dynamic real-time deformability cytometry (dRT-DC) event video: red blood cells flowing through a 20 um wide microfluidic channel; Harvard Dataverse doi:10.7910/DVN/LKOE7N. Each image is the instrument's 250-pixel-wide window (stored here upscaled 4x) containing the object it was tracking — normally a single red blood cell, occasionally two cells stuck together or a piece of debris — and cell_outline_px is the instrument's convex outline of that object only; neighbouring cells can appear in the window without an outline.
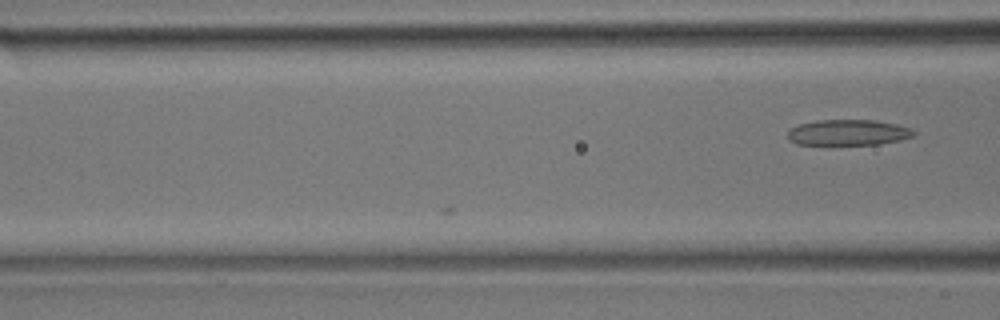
{"species": "common noctule bat (a hibernating species)", "species_latin": "Nyctalus noctula", "temperature_condition": "room temperature", "stored_images_in_passage": 5, "camera_frame_rate_fps": 3000, "um_per_image_px": 0.085, "animal": {"sex": "male", "body_mass_g": 17.9}, "frame": {"image": 1, "passage_image": 5, "time_ms": 1.333, "image_size_px": [1000, 320], "cell_outline_px": [[916, 132], [912, 136], [900, 140], [876, 144], [832, 148], [796, 144], [788, 140], [788, 132], [792, 128], [800, 124], [816, 120], [876, 120], [896, 124], [912, 128]], "centroid_in_image_um": [72.03, 11.32], "position_along_channel_um": 94.6, "area_um2": 19.94}}